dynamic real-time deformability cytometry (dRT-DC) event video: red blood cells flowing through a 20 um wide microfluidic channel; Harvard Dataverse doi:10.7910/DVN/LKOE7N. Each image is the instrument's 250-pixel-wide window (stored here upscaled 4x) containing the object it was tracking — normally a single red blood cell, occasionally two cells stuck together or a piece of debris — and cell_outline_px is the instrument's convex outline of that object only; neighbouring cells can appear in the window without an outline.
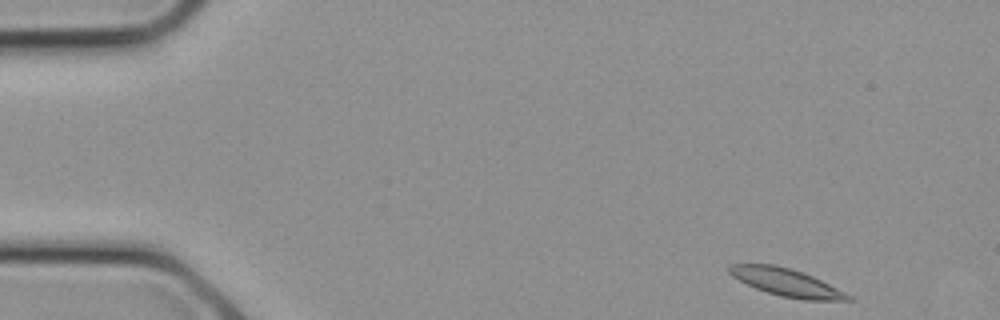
{"species": "common noctule bat (a hibernating species)", "species_latin": "Nyctalus noctula", "temperature_condition": "cold", "stored_images_in_passage": 18, "camera_frame_rate_fps": 3000, "um_per_image_px": 0.085, "animal": {"sex": "female", "body_mass_g": 21.9}, "frame": {"image": 1, "passage_image": 1, "time_ms": 0.0, "image_size_px": [1000, 320], "cell_outline_px": [[852, 300], [804, 300], [780, 296], [756, 288], [732, 276], [728, 272], [728, 264], [772, 264], [792, 268], [804, 272], [852, 296]], "centroid_in_image_um": [66.82, 23.99], "position_along_channel_um": 18.2, "area_um2": 18.9}}
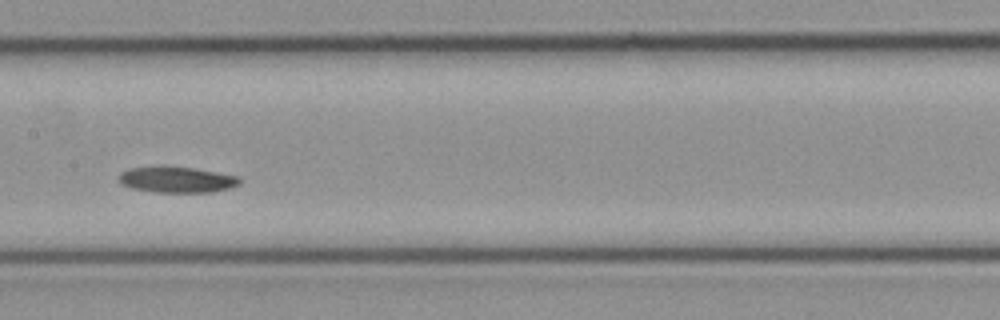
{"frame": {"image": 2, "passage_image": 12, "time_ms": 3.667, "image_size_px": [1000, 320], "cell_outline_px": [[240, 184], [228, 188], [212, 192], [156, 192], [132, 188], [120, 184], [116, 180], [116, 176], [120, 172], [128, 168], [156, 164], [164, 164], [192, 168], [240, 176]], "centroid_in_image_um": [14.92, 15.23], "position_along_channel_um": 192.5, "area_um2": 18.96}}
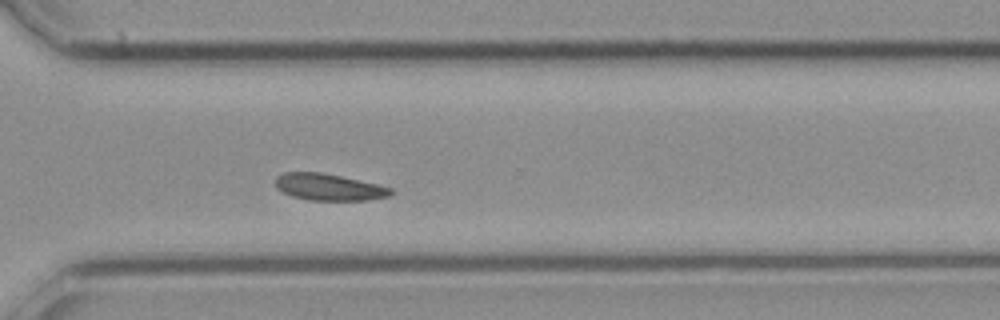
{"frame": {"image": 3, "passage_image": 18, "time_ms": 5.667, "image_size_px": [1000, 320], "cell_outline_px": [[396, 192], [392, 196], [368, 200], [308, 200], [292, 196], [276, 188], [276, 176], [284, 172], [320, 172], [340, 176], [376, 184], [392, 188]], "centroid_in_image_um": [27.98, 15.91], "position_along_channel_um": 342.6, "area_um2": 17.98}}